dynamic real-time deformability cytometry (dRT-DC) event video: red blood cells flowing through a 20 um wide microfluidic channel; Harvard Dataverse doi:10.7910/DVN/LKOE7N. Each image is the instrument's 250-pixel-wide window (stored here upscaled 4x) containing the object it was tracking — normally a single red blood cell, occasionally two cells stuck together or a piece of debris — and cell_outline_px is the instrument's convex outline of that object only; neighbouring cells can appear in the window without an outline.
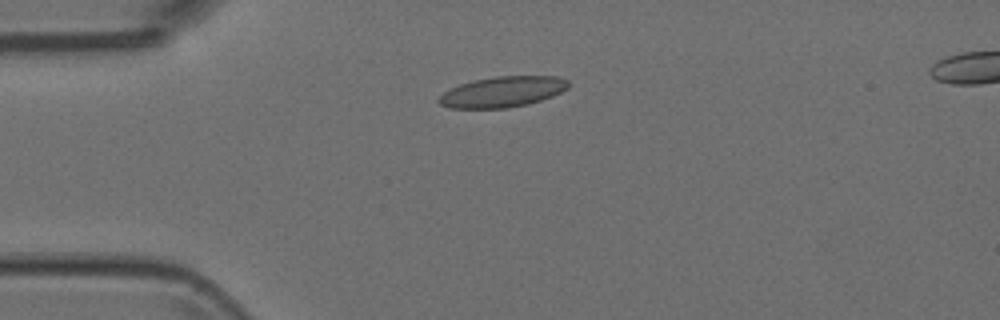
{"species": "Egyptian fruit bat (a non-hibernating species)", "species_latin": "Rousettus aegyptiacus", "temperature_condition": "room temperature", "stored_images_in_passage": 10, "camera_frame_rate_fps": 3000, "um_per_image_px": 0.085, "animal": {"sex": "female"}, "frame": {"image": 1, "passage_image": 4, "time_ms": 1.0, "image_size_px": [1000, 320], "cell_outline_px": [[568, 88], [552, 96], [528, 104], [508, 108], [448, 108], [440, 104], [436, 100], [444, 92], [460, 84], [472, 80], [496, 76], [560, 76], [568, 80]], "centroid_in_image_um": [42.71, 7.8], "position_along_channel_um": 42.3, "area_um2": 23.18}}
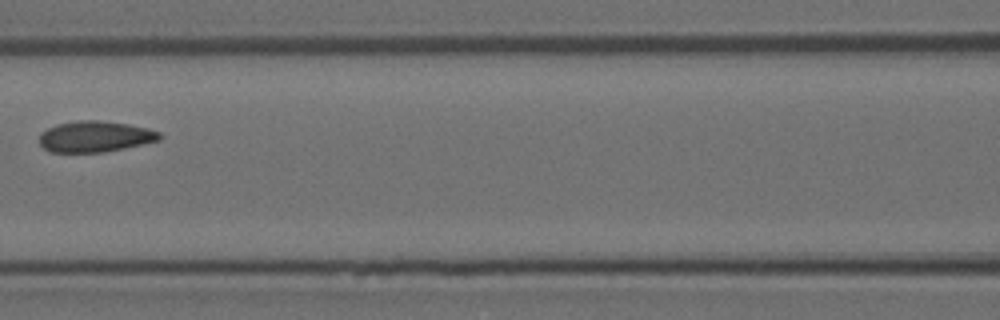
{"frame": {"image": 2, "passage_image": 7, "time_ms": 2.0, "image_size_px": [1000, 320], "cell_outline_px": [[160, 140], [124, 148], [104, 152], [48, 152], [40, 144], [40, 132], [56, 124], [80, 120], [96, 120], [128, 124], [148, 128], [160, 132]], "centroid_in_image_um": [8.06, 11.61], "position_along_channel_um": 158.5, "area_um2": 21.68}}
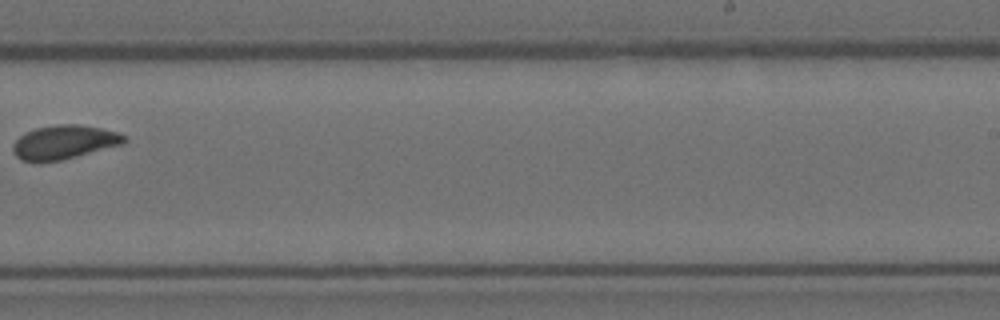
{"frame": {"image": 3, "passage_image": 10, "time_ms": 3.0, "image_size_px": [1000, 320], "cell_outline_px": [[128, 140], [124, 144], [60, 160], [40, 164], [20, 160], [12, 152], [12, 144], [20, 136], [36, 128], [56, 124], [80, 124], [100, 128], [116, 132], [124, 136]], "centroid_in_image_um": [5.41, 12.11], "position_along_channel_um": 283.6, "area_um2": 22.2}}